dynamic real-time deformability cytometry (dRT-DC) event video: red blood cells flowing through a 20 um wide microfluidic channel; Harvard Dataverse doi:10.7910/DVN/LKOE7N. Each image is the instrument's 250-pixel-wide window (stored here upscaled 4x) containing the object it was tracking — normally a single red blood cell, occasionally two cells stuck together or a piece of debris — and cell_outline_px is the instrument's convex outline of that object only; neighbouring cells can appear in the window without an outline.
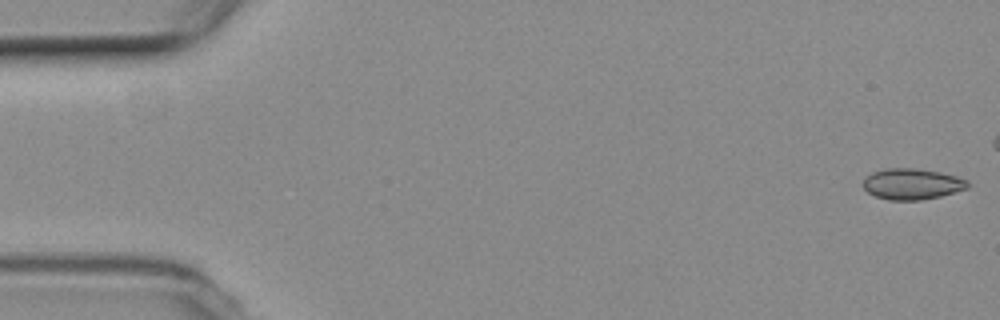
{"species": "common noctule bat (a hibernating species)", "species_latin": "Nyctalus noctula", "temperature_condition": "room temperature", "stored_images_in_passage": 17, "camera_frame_rate_fps": 3000, "um_per_image_px": 0.085, "animal": {"sex": "female", "body_mass_g": 19.3, "forearm_length_mm": 54.1}, "frame": {"image": 1, "passage_image": 1, "time_ms": 0.0, "image_size_px": [1000, 320], "cell_outline_px": [[968, 188], [940, 196], [920, 200], [888, 200], [876, 196], [868, 192], [860, 184], [864, 176], [872, 172], [884, 168], [916, 168], [940, 172], [956, 176], [968, 180]], "centroid_in_image_um": [77.47, 15.63], "position_along_channel_um": 7.5, "area_um2": 19.07}}